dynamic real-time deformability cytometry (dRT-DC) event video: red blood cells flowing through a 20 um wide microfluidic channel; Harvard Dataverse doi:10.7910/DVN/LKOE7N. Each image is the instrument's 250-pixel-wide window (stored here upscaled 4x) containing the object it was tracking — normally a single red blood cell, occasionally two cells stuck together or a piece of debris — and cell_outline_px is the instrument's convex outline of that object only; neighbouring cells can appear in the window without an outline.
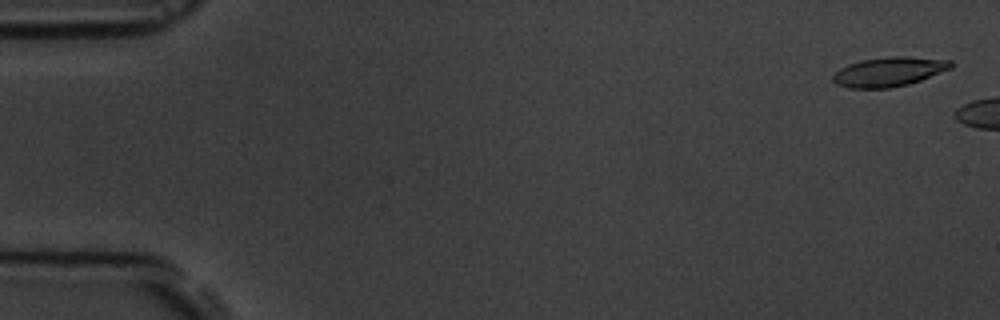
{"species": "common noctule bat (a hibernating species)", "species_latin": "Nyctalus noctula", "temperature_condition": "room temperature", "stored_images_in_passage": 3, "camera_frame_rate_fps": 3000, "um_per_image_px": 0.085, "animal": {"sex": "male", "body_mass_g": 19.5, "forearm_length_mm": 54.6}, "frame": {"image": 1, "passage_image": 1, "time_ms": 0.0, "image_size_px": [1000, 320], "cell_outline_px": [[952, 68], [920, 80], [908, 84], [892, 88], [848, 88], [836, 84], [832, 80], [832, 76], [840, 68], [848, 64], [864, 60], [888, 56], [908, 56], [952, 60]], "centroid_in_image_um": [75.56, 6.1], "position_along_channel_um": 9.4, "area_um2": 20.23}}